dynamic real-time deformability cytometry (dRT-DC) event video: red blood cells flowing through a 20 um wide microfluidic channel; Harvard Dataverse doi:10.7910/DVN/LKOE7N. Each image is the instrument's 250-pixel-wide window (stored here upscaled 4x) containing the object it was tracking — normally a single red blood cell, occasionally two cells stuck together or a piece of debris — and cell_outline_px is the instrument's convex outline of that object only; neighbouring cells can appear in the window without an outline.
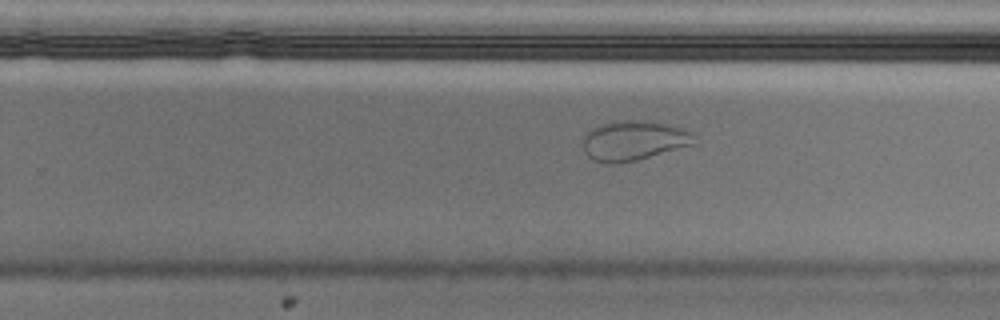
{"species": "Egyptian fruit bat (a non-hibernating species)", "species_latin": "Rousettus aegyptiacus", "temperature_condition": "cold", "stored_images_in_passage": 48, "camera_frame_rate_fps": 3000, "um_per_image_px": 0.085, "animal": {"sex": "male"}, "frame": {"image": 1, "passage_image": 28, "time_ms": 9.0, "image_size_px": [1000, 320], "cell_outline_px": [[696, 144], [636, 160], [612, 164], [592, 160], [584, 152], [584, 132], [588, 128], [612, 120], [648, 120], [680, 128], [692, 132]], "centroid_in_image_um": [53.82, 11.93], "position_along_channel_um": 276.0, "area_um2": 26.01}}